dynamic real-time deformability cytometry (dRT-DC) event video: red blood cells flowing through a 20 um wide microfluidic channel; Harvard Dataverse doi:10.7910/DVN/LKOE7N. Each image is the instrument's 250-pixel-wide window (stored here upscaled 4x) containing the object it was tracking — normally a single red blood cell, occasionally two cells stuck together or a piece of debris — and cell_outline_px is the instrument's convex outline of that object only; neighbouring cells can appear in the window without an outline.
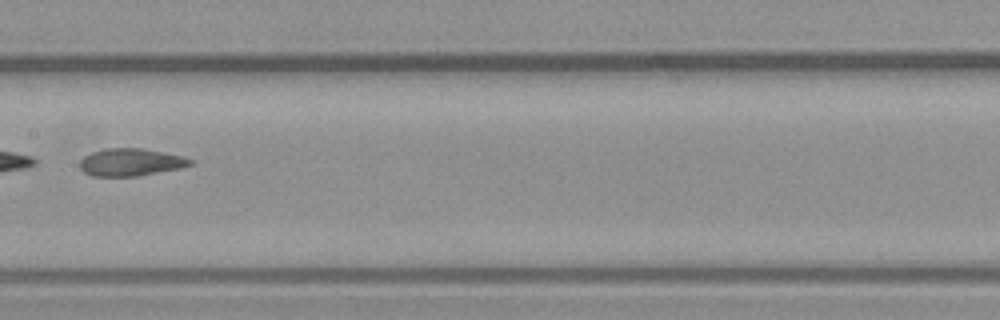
{"species": "common noctule bat (a hibernating species)", "species_latin": "Nyctalus noctula", "temperature_condition": "warm", "stored_images_in_passage": 8, "camera_frame_rate_fps": 3000, "um_per_image_px": 0.085, "animal": {"sex": "male", "body_mass_g": 23.1, "forearm_length_mm": 52.7}, "frame": {"image": 1, "passage_image": 7, "time_ms": 2.0, "image_size_px": [1000, 320], "cell_outline_px": [[196, 160], [192, 164], [180, 168], [136, 176], [92, 176], [84, 172], [80, 168], [80, 160], [84, 156], [92, 152], [108, 148], [144, 148], [184, 156]], "centroid_in_image_um": [11.14, 13.78], "position_along_channel_um": 196.3, "area_um2": 17.74}}
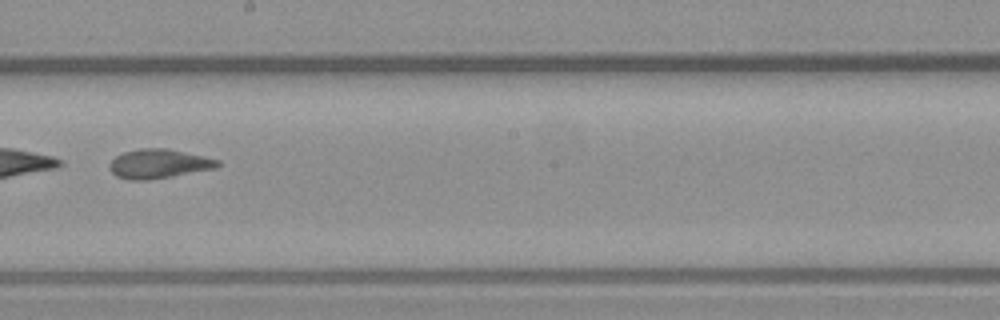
{"frame": {"image": 2, "passage_image": 8, "time_ms": 2.333, "image_size_px": [1000, 320], "cell_outline_px": [[220, 164], [216, 168], [172, 176], [148, 180], [128, 180], [116, 176], [108, 168], [108, 164], [116, 156], [124, 152], [140, 148], [168, 148], [204, 156], [220, 160]], "centroid_in_image_um": [13.48, 13.92], "position_along_channel_um": 234.7, "area_um2": 18.5}}